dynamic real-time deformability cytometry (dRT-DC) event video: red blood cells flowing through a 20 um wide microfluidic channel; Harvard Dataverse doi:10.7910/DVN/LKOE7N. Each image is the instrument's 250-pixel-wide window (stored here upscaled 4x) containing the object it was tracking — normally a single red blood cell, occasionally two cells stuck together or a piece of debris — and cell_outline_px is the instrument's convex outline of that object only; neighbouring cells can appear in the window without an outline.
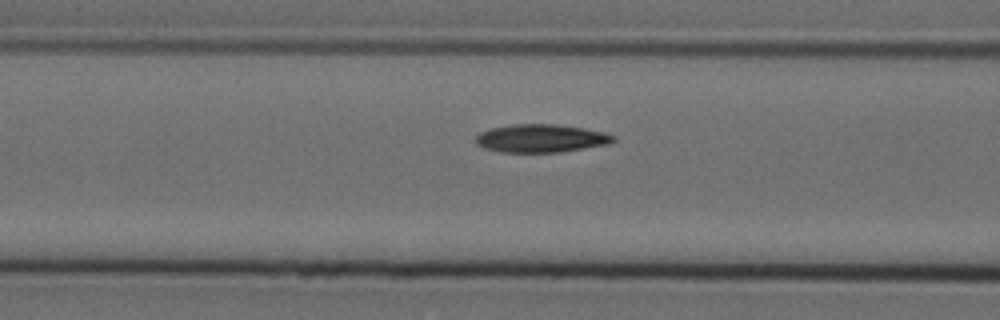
{"species": "Egyptian fruit bat (a non-hibernating species)", "species_latin": "Rousettus aegyptiacus", "temperature_condition": "cold", "stored_images_in_passage": 6, "camera_frame_rate_fps": 3000, "um_per_image_px": 0.085, "animal": {"sex": "female"}, "frame": {"image": 1, "passage_image": 6, "time_ms": 1.667, "image_size_px": [1000, 320], "cell_outline_px": [[616, 140], [608, 144], [560, 152], [500, 152], [484, 148], [476, 144], [472, 140], [480, 132], [488, 128], [512, 124], [556, 124], [584, 128], [604, 132], [616, 136]], "centroid_in_image_um": [45.94, 11.75], "position_along_channel_um": 120.7, "area_um2": 22.77}}